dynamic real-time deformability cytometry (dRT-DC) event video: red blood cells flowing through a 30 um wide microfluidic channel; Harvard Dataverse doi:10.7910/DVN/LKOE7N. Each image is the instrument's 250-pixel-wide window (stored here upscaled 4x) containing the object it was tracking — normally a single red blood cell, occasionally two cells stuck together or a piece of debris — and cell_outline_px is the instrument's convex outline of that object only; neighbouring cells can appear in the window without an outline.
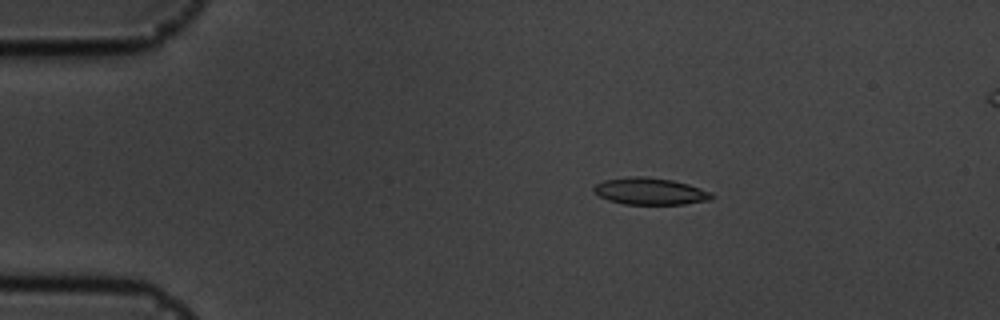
{"species": "common noctule bat (a hibernating species)", "species_latin": "Nyctalus noctula", "temperature_condition": "cold", "stored_images_in_passage": 56, "camera_frame_rate_fps": 3000, "um_per_image_px": 0.085, "animal": {"sex": "male", "body_mass_g": 19.5, "forearm_length_mm": 54.6}, "frame": {"image": 1, "passage_image": 10, "time_ms": 3.0, "image_size_px": [1000, 320], "cell_outline_px": [[716, 196], [712, 200], [684, 204], [624, 204], [608, 200], [600, 196], [592, 188], [596, 184], [604, 180], [632, 176], [644, 176], [672, 180], [688, 184], [712, 192]], "centroid_in_image_um": [55.31, 16.26], "position_along_channel_um": 29.7, "area_um2": 18.5}}
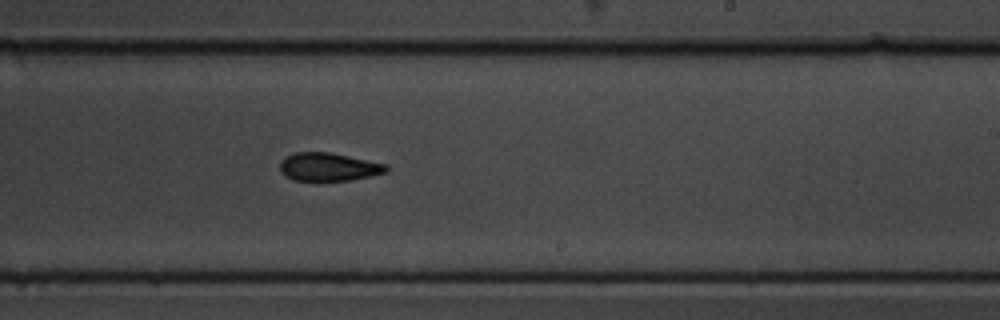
{"frame": {"image": 2, "passage_image": 34, "time_ms": 11.0, "image_size_px": [1000, 320], "cell_outline_px": [[388, 172], [348, 180], [292, 180], [284, 176], [280, 172], [280, 160], [284, 156], [296, 152], [328, 152], [388, 164]], "centroid_in_image_um": [27.88, 14.18], "position_along_channel_um": 261.1, "area_um2": 17.46}}
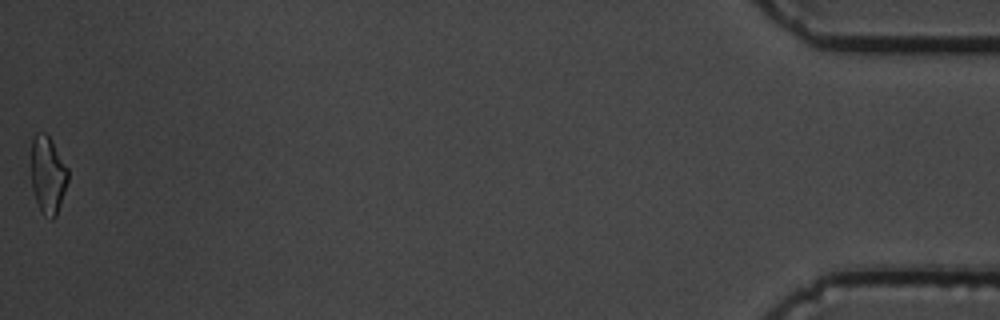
{"frame": {"image": 3, "passage_image": 56, "time_ms": 18.333, "image_size_px": [1000, 320], "cell_outline_px": [[68, 180], [56, 216], [52, 220], [44, 216], [40, 212], [32, 188], [32, 140], [36, 132], [44, 132], [52, 140], [68, 168]], "centroid_in_image_um": [4.07, 14.88], "position_along_channel_um": 431.1, "area_um2": 16.59}, "authors_computed_cell_mechanics": {"area_um2": 18.0047, "velocity_mm_per_s": 3.5929, "shape_relaxation_time_tau1_ms": 2.3329, "shape_relaxation_time_tau2_ms": 7.2921, "deformation_change_tau1": 0.1008, "deformation_change_tau2": 0.1579}}